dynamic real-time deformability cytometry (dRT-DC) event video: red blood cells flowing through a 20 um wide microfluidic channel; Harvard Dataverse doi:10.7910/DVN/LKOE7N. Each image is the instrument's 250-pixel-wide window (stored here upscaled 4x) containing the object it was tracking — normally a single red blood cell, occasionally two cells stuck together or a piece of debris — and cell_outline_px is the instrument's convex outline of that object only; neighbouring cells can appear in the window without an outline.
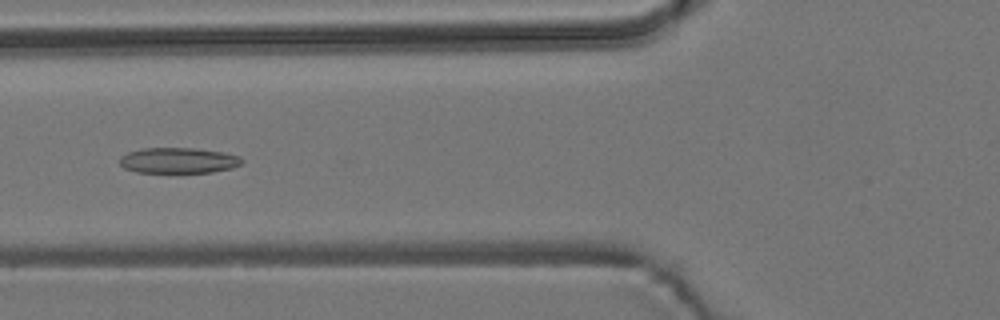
{"species": "common noctule bat (a hibernating species)", "species_latin": "Nyctalus noctula", "temperature_condition": "room temperature", "stored_images_in_passage": 6, "camera_frame_rate_fps": 3000, "um_per_image_px": 0.085, "animal": {"sex": "male", "body_mass_g": 19.2, "forearm_length_mm": 51.8}, "frame": {"image": 1, "passage_image": 6, "time_ms": 6.333, "image_size_px": [1000, 320], "cell_outline_px": [[244, 160], [240, 164], [232, 168], [212, 172], [136, 172], [124, 168], [120, 164], [120, 156], [128, 152], [140, 148], [196, 148], [224, 152], [240, 156]], "centroid_in_image_um": [15.16, 13.63], "position_along_channel_um": 110.6, "area_um2": 18.32}}